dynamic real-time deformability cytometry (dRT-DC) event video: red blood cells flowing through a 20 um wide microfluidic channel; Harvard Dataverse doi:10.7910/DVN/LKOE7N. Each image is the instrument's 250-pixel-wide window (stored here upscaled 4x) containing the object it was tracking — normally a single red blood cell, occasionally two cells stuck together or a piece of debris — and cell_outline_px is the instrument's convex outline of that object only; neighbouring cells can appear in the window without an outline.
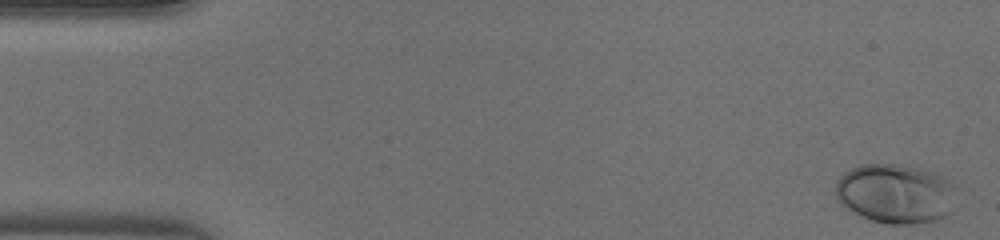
{"species": "human", "species_latin": "Homo sapiens", "temperature_condition": "warm", "stored_images_in_passage": 46, "camera_frame_rate_fps": 3000, "um_per_image_px": 0.085, "donor": {"sex": "male"}, "frame": {"image": 1, "passage_image": 1, "time_ms": 0.0, "image_size_px": [1000, 240], "cell_outline_px": [[960, 188], [948, 212], [944, 216], [936, 220], [908, 224], [888, 224], [872, 220], [840, 204], [836, 200], [836, 180], [844, 172], [860, 164], [896, 164], [916, 168], [932, 172], [956, 184]], "centroid_in_image_um": [76.12, 16.44], "position_along_channel_um": 8.9, "area_um2": 41.79}}
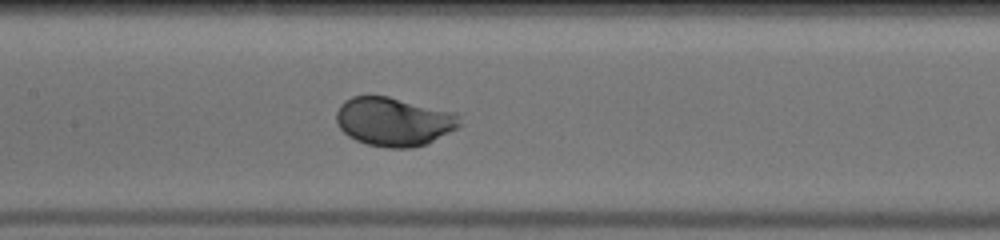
{"frame": {"image": 2, "passage_image": 22, "time_ms": 7.0, "image_size_px": [1000, 240], "cell_outline_px": [[460, 124], [456, 128], [428, 144], [412, 148], [388, 148], [368, 144], [356, 140], [348, 136], [336, 124], [336, 112], [340, 104], [344, 100], [352, 96], [388, 96], [456, 112], [460, 116]], "centroid_in_image_um": [33.47, 10.33], "position_along_channel_um": 173.9, "area_um2": 35.26}}
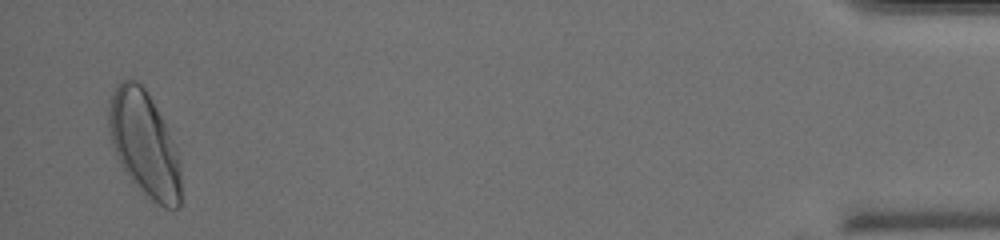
{"frame": {"image": 3, "passage_image": 45, "time_ms": 14.667, "image_size_px": [1000, 240], "cell_outline_px": [[180, 204], [176, 208], [164, 208], [152, 200], [128, 176], [112, 144], [108, 124], [108, 108], [112, 92], [116, 84], [124, 80], [136, 80], [144, 88], [156, 108], [176, 148], [180, 168]], "centroid_in_image_um": [12.25, 12.22], "position_along_channel_um": 422.9, "area_um2": 43.12}}